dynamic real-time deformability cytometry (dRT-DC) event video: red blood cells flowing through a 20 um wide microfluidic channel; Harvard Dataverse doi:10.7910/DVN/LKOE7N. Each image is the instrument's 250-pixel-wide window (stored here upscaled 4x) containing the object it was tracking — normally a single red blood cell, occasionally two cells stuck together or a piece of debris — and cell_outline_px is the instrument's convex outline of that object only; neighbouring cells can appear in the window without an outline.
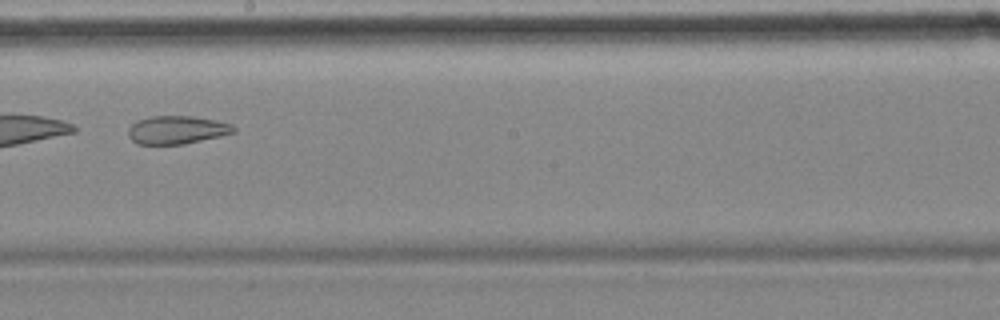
{"species": "common noctule bat (a hibernating species)", "species_latin": "Nyctalus noctula", "temperature_condition": "cold", "stored_images_in_passage": 7, "camera_frame_rate_fps": 3000, "um_per_image_px": 0.085, "animal": {"sex": "female", "body_mass_g": 18.4}, "frame": {"image": 1, "passage_image": 6, "time_ms": 5.667, "image_size_px": [1000, 320], "cell_outline_px": [[236, 132], [184, 144], [136, 144], [128, 136], [128, 128], [136, 120], [152, 116], [192, 116], [216, 120], [232, 124], [236, 128]], "centroid_in_image_um": [15.02, 11.03], "position_along_channel_um": 233.2, "area_um2": 17.34}}